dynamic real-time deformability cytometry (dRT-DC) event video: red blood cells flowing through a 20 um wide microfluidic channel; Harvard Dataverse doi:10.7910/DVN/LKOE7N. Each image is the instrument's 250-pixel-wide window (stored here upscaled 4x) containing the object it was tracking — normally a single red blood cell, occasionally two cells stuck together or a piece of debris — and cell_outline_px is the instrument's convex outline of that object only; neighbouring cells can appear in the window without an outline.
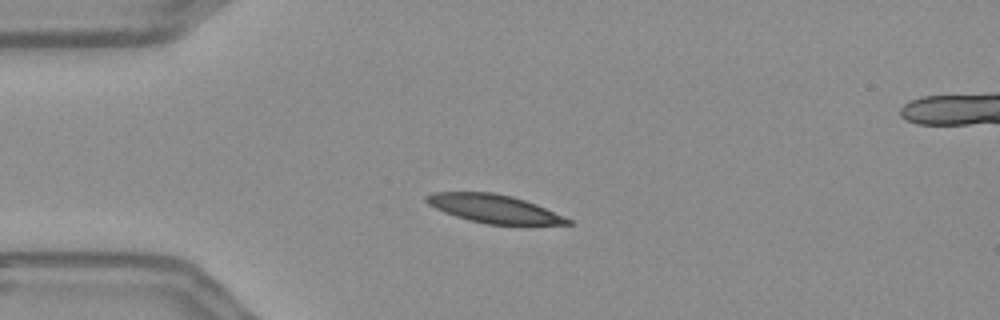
{"species": "Egyptian fruit bat (a non-hibernating species)", "species_latin": "Rousettus aegyptiacus", "temperature_condition": "warm", "stored_images_in_passage": 44, "segment_of_instrument_passage": [1, 2], "camera_frame_rate_fps": 3000, "um_per_image_px": 0.085, "frame": {"image": 1, "passage_image": 1, "time_ms": 0.0, "image_size_px": [1000, 320], "cell_outline_px": [[572, 224], [484, 224], [468, 220], [444, 212], [428, 204], [424, 200], [424, 196], [432, 192], [492, 192], [512, 196], [536, 204], [564, 216], [572, 220]], "centroid_in_image_um": [41.95, 17.73], "position_along_channel_um": 43.1, "area_um2": 23.18}}
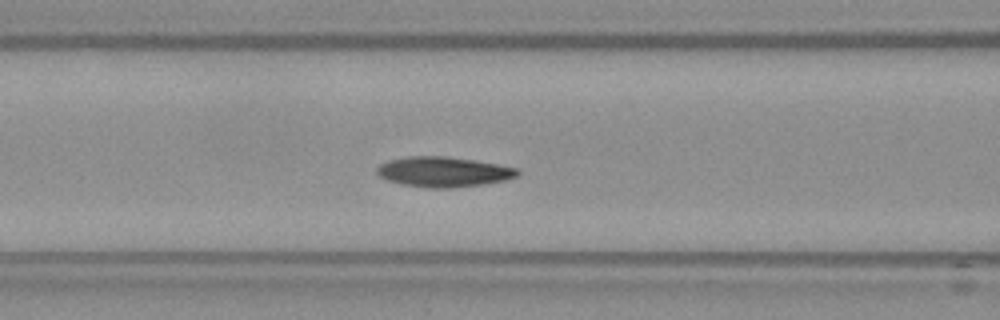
{"frame": {"image": 2, "passage_image": 10, "time_ms": 3.0, "image_size_px": [1000, 320], "cell_outline_px": [[520, 176], [504, 180], [484, 184], [452, 188], [424, 188], [400, 184], [388, 180], [380, 176], [376, 172], [376, 168], [380, 164], [388, 160], [408, 156], [448, 156], [476, 160], [500, 164], [520, 168]], "centroid_in_image_um": [37.73, 14.6], "position_along_channel_um": 128.9, "area_um2": 25.14}}
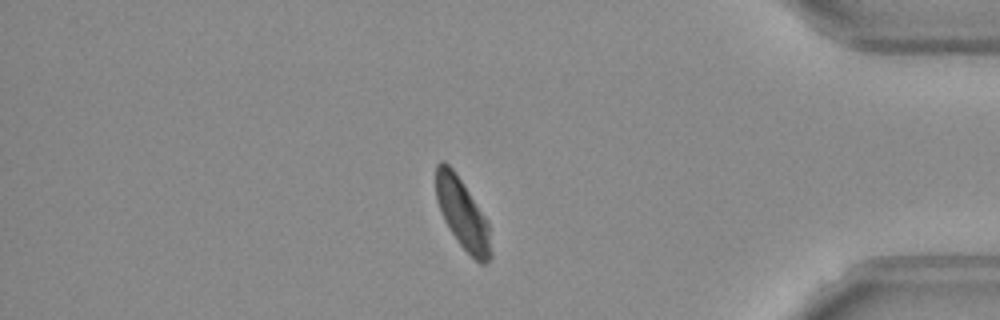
{"frame": {"image": 3, "passage_image": 35, "time_ms": 11.333, "image_size_px": [1000, 320], "cell_outline_px": [[492, 256], [484, 264], [480, 264], [460, 244], [444, 220], [440, 212], [436, 200], [436, 164], [440, 160], [444, 160], [452, 168], [484, 216], [488, 224], [492, 252]], "centroid_in_image_um": [39.29, 18.18], "position_along_channel_um": 395.9, "area_um2": 21.96}}